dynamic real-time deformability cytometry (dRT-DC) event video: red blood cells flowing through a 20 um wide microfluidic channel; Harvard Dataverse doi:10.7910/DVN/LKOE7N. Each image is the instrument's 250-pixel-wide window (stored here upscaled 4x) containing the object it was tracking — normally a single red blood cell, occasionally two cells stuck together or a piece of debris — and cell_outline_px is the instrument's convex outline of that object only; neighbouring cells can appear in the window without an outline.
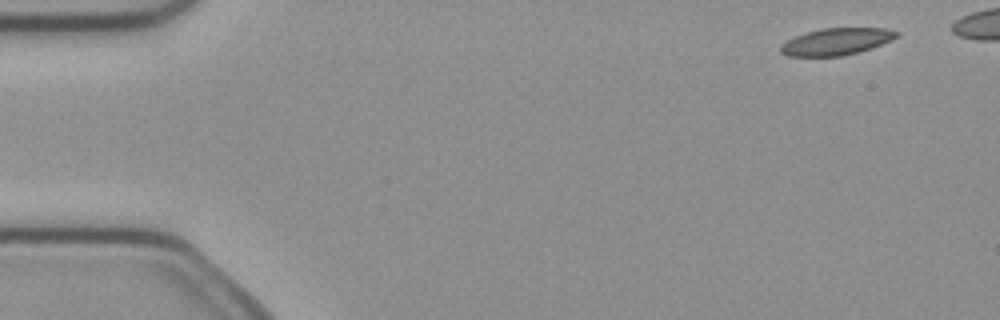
{"species": "common noctule bat (a hibernating species)", "species_latin": "Nyctalus noctula", "temperature_condition": "cold", "stored_images_in_passage": 6, "camera_frame_rate_fps": 3000, "um_per_image_px": 0.085, "animal": {"sex": "female", "body_mass_g": 21.9}, "frame": {"image": 1, "passage_image": 1, "time_ms": 0.0, "image_size_px": [1000, 320], "cell_outline_px": [[900, 32], [892, 40], [872, 48], [860, 52], [844, 56], [788, 56], [780, 52], [780, 44], [796, 36], [808, 32], [824, 28], [884, 28]], "centroid_in_image_um": [71.1, 3.54], "position_along_channel_um": 13.9, "area_um2": 18.15}}
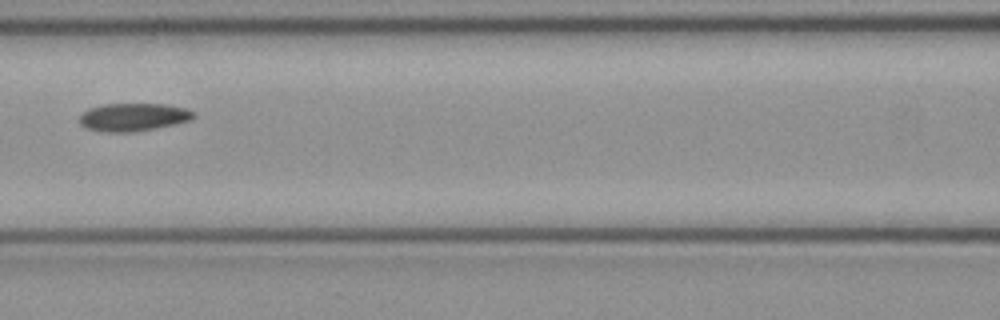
{"frame": {"image": 2, "passage_image": 6, "time_ms": 1.667, "image_size_px": [1000, 320], "cell_outline_px": [[196, 116], [192, 120], [176, 124], [136, 132], [100, 132], [84, 128], [80, 124], [80, 116], [88, 108], [104, 104], [164, 104], [184, 108], [196, 112]], "centroid_in_image_um": [11.34, 9.97], "position_along_channel_um": 155.3, "area_um2": 18.84}}